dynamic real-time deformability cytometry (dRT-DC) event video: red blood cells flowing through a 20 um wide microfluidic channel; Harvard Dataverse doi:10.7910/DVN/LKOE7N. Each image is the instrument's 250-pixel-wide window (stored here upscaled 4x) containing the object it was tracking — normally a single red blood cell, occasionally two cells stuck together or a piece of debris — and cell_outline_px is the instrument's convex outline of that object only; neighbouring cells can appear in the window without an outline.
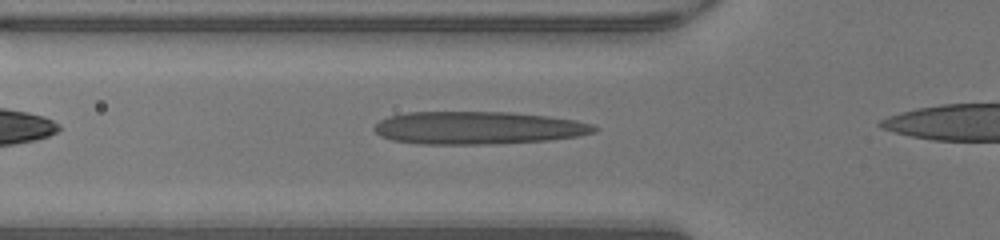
{"species": "human", "species_latin": "Homo sapiens", "temperature_condition": "warm", "stored_images_in_passage": 25, "camera_frame_rate_fps": 3000, "um_per_image_px": 0.085, "donor": {"sex": "male"}, "frame": {"image": 1, "passage_image": 2, "time_ms": 0.333, "image_size_px": [1000, 240], "cell_outline_px": [[600, 128], [596, 132], [576, 136], [548, 140], [488, 144], [416, 144], [392, 140], [380, 136], [372, 128], [380, 120], [388, 116], [408, 112], [508, 112], [548, 116], [576, 120], [592, 124]], "centroid_in_image_um": [40.61, 10.87], "position_along_channel_um": 85.2, "area_um2": 42.14}}
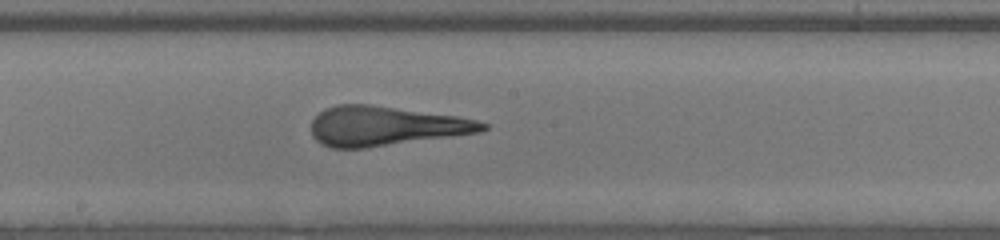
{"frame": {"image": 2, "passage_image": 11, "time_ms": 3.333, "image_size_px": [1000, 240], "cell_outline_px": [[488, 128], [480, 132], [364, 148], [332, 148], [320, 144], [312, 136], [312, 120], [324, 108], [336, 104], [368, 104], [456, 116], [476, 120], [488, 124]], "centroid_in_image_um": [32.71, 10.71], "position_along_channel_um": 215.5, "area_um2": 39.13}}
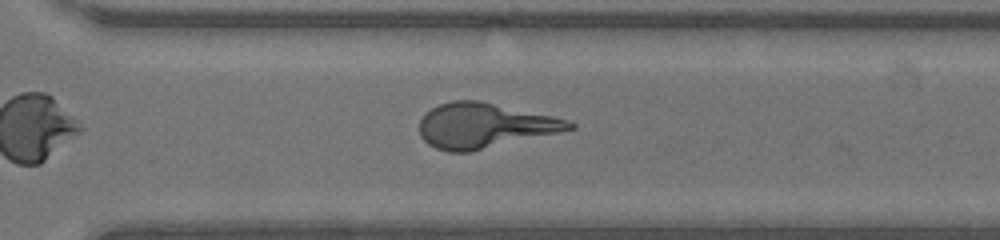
{"frame": {"image": 3, "passage_image": 19, "time_ms": 6.0, "image_size_px": [1000, 240], "cell_outline_px": [[576, 128], [472, 152], [448, 152], [436, 148], [428, 144], [420, 136], [420, 120], [424, 112], [440, 104], [452, 100], [480, 100], [552, 116], [568, 120], [576, 124]], "centroid_in_image_um": [41.15, 10.68], "position_along_channel_um": 329.5, "area_um2": 39.3}}